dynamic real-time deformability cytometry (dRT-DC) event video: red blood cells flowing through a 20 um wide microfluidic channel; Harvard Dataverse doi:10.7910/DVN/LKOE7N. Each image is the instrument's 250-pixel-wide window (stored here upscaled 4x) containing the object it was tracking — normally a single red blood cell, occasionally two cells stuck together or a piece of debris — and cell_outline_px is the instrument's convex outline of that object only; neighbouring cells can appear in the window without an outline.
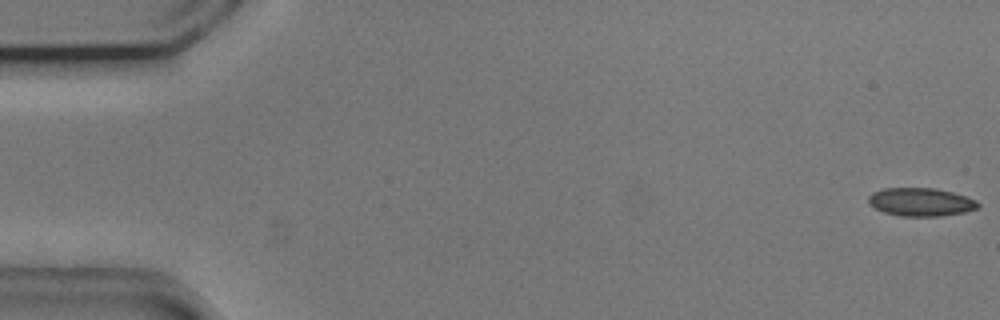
{"species": "common noctule bat (a hibernating species)", "species_latin": "Nyctalus noctula", "temperature_condition": "cold", "stored_images_in_passage": 51, "camera_frame_rate_fps": 3000, "um_per_image_px": 0.085, "animal": {"sex": "male", "body_mass_g": 20.5, "forearm_length_mm": 52.5}, "frame": {"image": 1, "passage_image": 1, "time_ms": 0.0, "image_size_px": [1000, 320], "cell_outline_px": [[980, 208], [964, 212], [940, 216], [900, 216], [884, 212], [868, 204], [868, 196], [872, 192], [884, 188], [936, 188], [952, 192], [976, 200], [980, 204]], "centroid_in_image_um": [78.26, 17.17], "position_along_channel_um": 6.7, "area_um2": 18.09}}
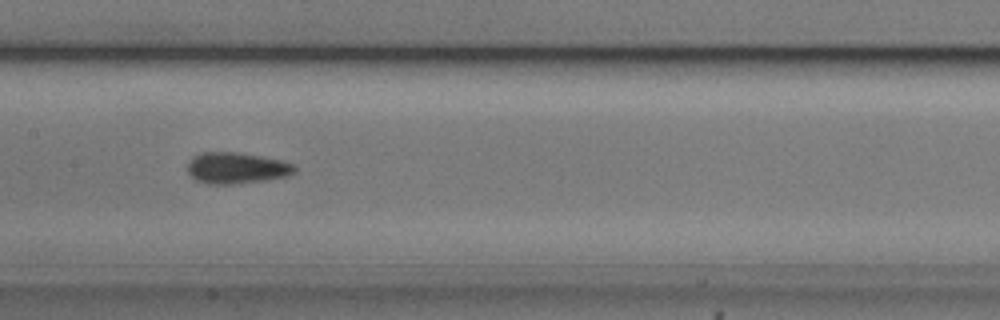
{"frame": {"image": 2, "passage_image": 27, "time_ms": 8.667, "image_size_px": [1000, 320], "cell_outline_px": [[296, 172], [288, 176], [268, 180], [232, 184], [208, 184], [196, 180], [188, 172], [188, 164], [192, 156], [200, 152], [236, 152], [284, 160], [292, 164], [296, 168]], "centroid_in_image_um": [20.12, 14.28], "position_along_channel_um": 187.3, "area_um2": 19.65}}
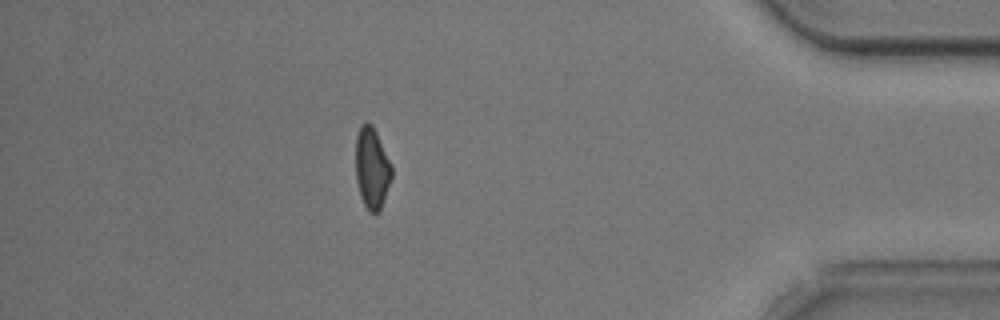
{"frame": {"image": 3, "passage_image": 48, "time_ms": 15.667, "image_size_px": [1000, 320], "cell_outline_px": [[392, 176], [380, 212], [368, 212], [360, 196], [356, 180], [356, 136], [360, 128], [364, 124], [372, 124], [392, 164]], "centroid_in_image_um": [31.62, 14.33], "position_along_channel_um": 403.6, "area_um2": 16.99}}